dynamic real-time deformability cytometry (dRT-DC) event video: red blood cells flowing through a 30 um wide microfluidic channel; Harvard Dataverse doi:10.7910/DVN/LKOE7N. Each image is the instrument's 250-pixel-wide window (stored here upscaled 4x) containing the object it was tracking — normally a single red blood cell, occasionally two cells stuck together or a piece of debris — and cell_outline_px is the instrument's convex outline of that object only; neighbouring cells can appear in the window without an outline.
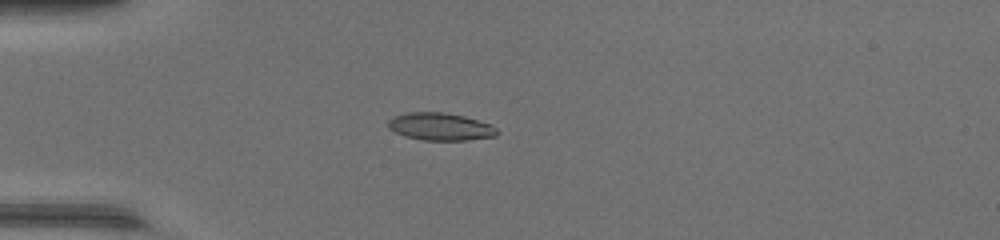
{"species": "common noctule bat (a hibernating species)", "species_latin": "Nyctalus noctula", "temperature_condition": "warm", "stored_images_in_passage": 35, "camera_frame_rate_fps": 3000, "um_per_image_px": 0.085, "animal": {"sex": "female", "body_mass_g": 17.0, "forearm_length_mm": 48.0}, "frame": {"image": 1, "passage_image": 1, "time_ms": 0.0, "image_size_px": [1000, 240], "cell_outline_px": [[500, 132], [496, 136], [464, 140], [424, 140], [404, 136], [388, 128], [388, 120], [392, 116], [408, 112], [444, 112], [464, 116], [492, 124]], "centroid_in_image_um": [37.43, 10.75], "position_along_channel_um": 47.6, "area_um2": 17.57}}
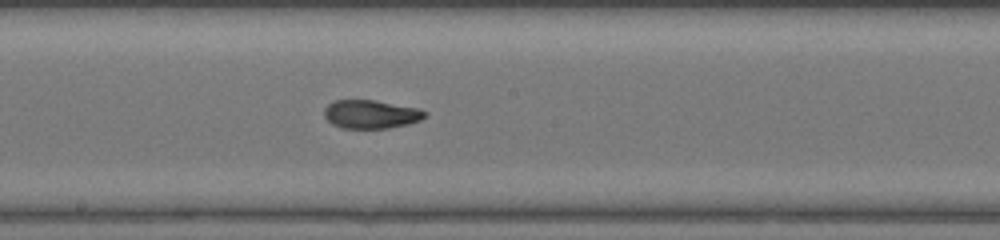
{"frame": {"image": 2, "passage_image": 14, "time_ms": 4.333, "image_size_px": [1000, 240], "cell_outline_px": [[428, 112], [420, 120], [408, 124], [388, 128], [340, 128], [332, 124], [324, 116], [324, 108], [332, 100], [376, 100], [420, 108]], "centroid_in_image_um": [31.52, 9.7], "position_along_channel_um": 216.7, "area_um2": 16.88}}
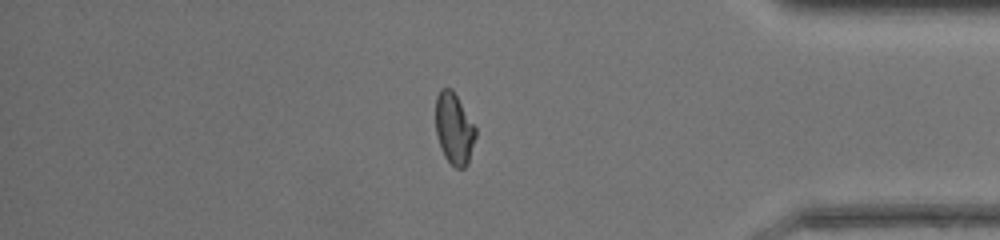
{"frame": {"image": 3, "passage_image": 28, "time_ms": 9.0, "image_size_px": [1000, 240], "cell_outline_px": [[476, 136], [468, 164], [464, 168], [456, 168], [444, 156], [436, 132], [436, 96], [440, 88], [452, 88], [476, 128]], "centroid_in_image_um": [38.6, 10.92], "position_along_channel_um": 396.6, "area_um2": 16.53}, "authors_computed_cell_mechanics": {"area_um2": 17.1666, "velocity_mm_per_s": 4.4266, "shape_relaxation_time_tau1_ms": null, "shape_relaxation_time_tau2_ms": 1.1515, "deformation_change_tau1": null, "deformation_change_tau2": 0.0623}}